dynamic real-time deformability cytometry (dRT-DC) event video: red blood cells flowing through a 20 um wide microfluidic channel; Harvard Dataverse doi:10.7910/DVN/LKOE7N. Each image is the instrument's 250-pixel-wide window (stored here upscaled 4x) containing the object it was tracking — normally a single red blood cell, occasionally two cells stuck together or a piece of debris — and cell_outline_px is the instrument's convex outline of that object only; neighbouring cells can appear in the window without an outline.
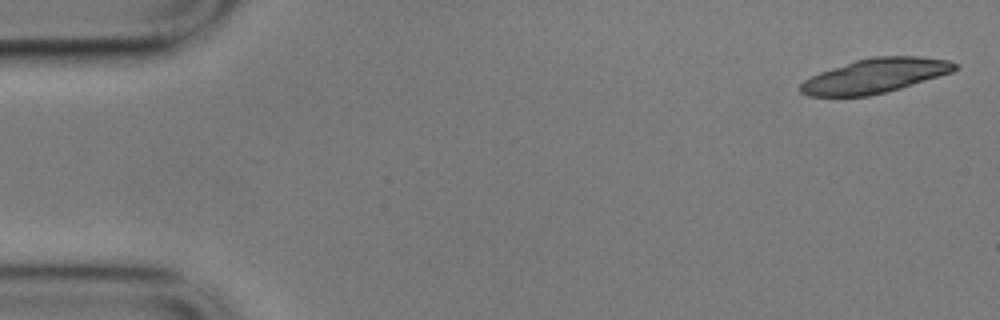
{"species": "common noctule bat (a hibernating species)", "species_latin": "Nyctalus noctula", "temperature_condition": "cold", "stored_images_in_passage": 40, "camera_frame_rate_fps": 3000, "um_per_image_px": 0.085, "animal": {"sex": "male", "body_mass_g": 17.9}, "frame": {"image": 1, "passage_image": 1, "time_ms": 0.0, "image_size_px": [1000, 320], "cell_outline_px": [[960, 68], [952, 72], [900, 88], [868, 96], [808, 96], [800, 92], [800, 84], [804, 80], [820, 72], [856, 60], [872, 56], [920, 56], [948, 60], [960, 64]], "centroid_in_image_um": [74.42, 6.43], "position_along_channel_um": 10.6, "area_um2": 30.87}}
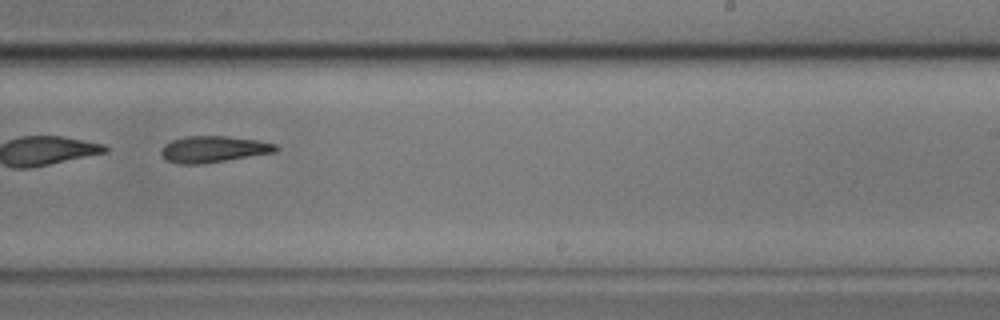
{"frame": {"image": 2, "passage_image": 34, "time_ms": 11.0, "image_size_px": [1000, 320], "cell_outline_px": [[280, 148], [276, 152], [200, 164], [180, 164], [164, 160], [160, 152], [164, 144], [172, 140], [184, 136], [228, 136], [256, 140], [276, 144]], "centroid_in_image_um": [18.11, 12.68], "position_along_channel_um": 270.9, "area_um2": 17.69}}